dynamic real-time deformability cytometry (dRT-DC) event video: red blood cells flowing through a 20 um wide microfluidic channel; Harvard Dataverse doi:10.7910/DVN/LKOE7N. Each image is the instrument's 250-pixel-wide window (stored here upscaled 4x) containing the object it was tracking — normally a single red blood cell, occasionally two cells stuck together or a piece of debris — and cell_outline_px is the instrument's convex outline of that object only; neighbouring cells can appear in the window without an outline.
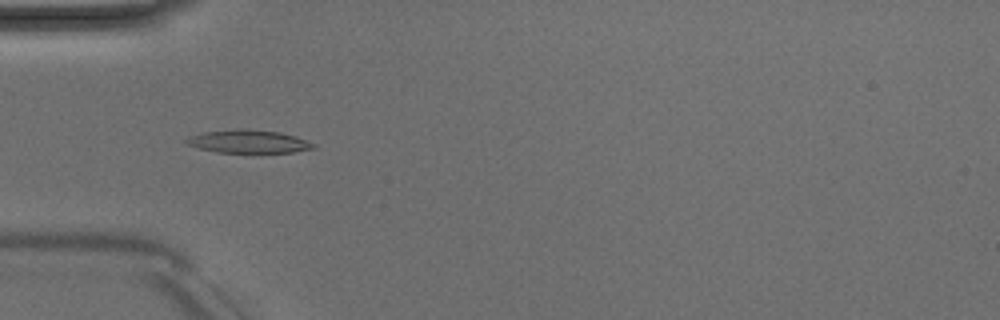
{"species": "Egyptian fruit bat (a non-hibernating species)", "species_latin": "Rousettus aegyptiacus", "temperature_condition": "room temperature", "stored_images_in_passage": 49, "camera_frame_rate_fps": 3000, "um_per_image_px": 0.085, "animal": {"sex": "male"}, "frame": {"image": 1, "passage_image": 15, "time_ms": 4.667, "image_size_px": [1000, 320], "cell_outline_px": [[316, 148], [292, 152], [216, 152], [200, 148], [188, 144], [184, 140], [188, 136], [204, 132], [236, 128], [244, 128], [280, 132], [296, 136], [316, 144]], "centroid_in_image_um": [21.13, 12.01], "position_along_channel_um": 63.9, "area_um2": 17.11}}
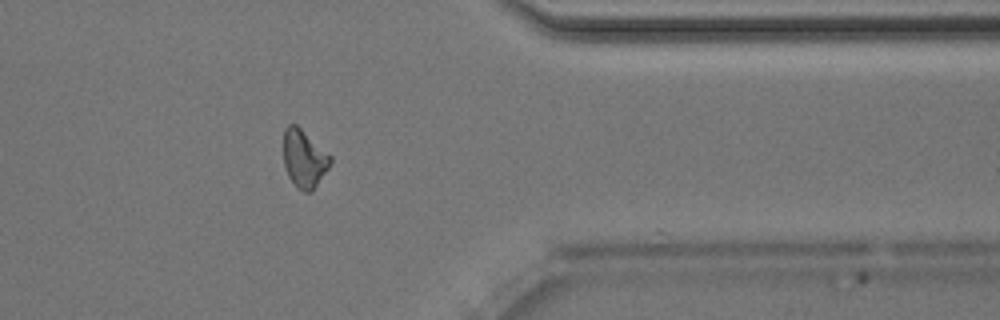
{"frame": {"image": 2, "passage_image": 40, "time_ms": 13.0, "image_size_px": [1000, 320], "cell_outline_px": [[332, 160], [328, 168], [312, 192], [304, 192], [296, 188], [288, 176], [284, 168], [284, 128], [288, 124], [296, 124], [332, 156]], "centroid_in_image_um": [25.84, 13.5], "position_along_channel_um": 385.6, "area_um2": 15.9}}
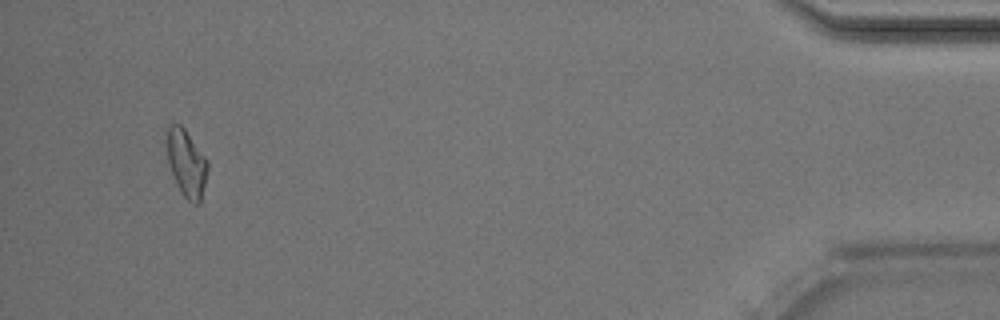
{"frame": {"image": 3, "passage_image": 47, "time_ms": 15.333, "image_size_px": [1000, 320], "cell_outline_px": [[208, 168], [200, 204], [196, 204], [188, 200], [184, 196], [176, 184], [168, 164], [164, 140], [164, 128], [168, 124], [180, 124], [184, 128], [208, 160]], "centroid_in_image_um": [15.79, 13.8], "position_along_channel_um": 419.4, "area_um2": 16.47}, "authors_computed_cell_mechanics": {"area_um2": 16.3574, "velocity_mm_per_s": 4.0325, "shape_relaxation_time_tau1_ms": 5.7623, "shape_relaxation_time_tau2_ms": 8.3439, "deformation_change_tau1": 0.1459, "deformation_change_tau2": 0.19}}